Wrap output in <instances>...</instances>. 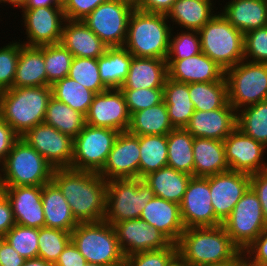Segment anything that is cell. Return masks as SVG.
Wrapping results in <instances>:
<instances>
[{
  "instance_id": "6da1fadb",
  "label": "cell",
  "mask_w": 267,
  "mask_h": 266,
  "mask_svg": "<svg viewBox=\"0 0 267 266\" xmlns=\"http://www.w3.org/2000/svg\"><path fill=\"white\" fill-rule=\"evenodd\" d=\"M52 181L61 190L78 223L99 222L104 219L107 181L99 173L56 168Z\"/></svg>"
},
{
  "instance_id": "7a4b0ae2",
  "label": "cell",
  "mask_w": 267,
  "mask_h": 266,
  "mask_svg": "<svg viewBox=\"0 0 267 266\" xmlns=\"http://www.w3.org/2000/svg\"><path fill=\"white\" fill-rule=\"evenodd\" d=\"M177 247L178 255L191 266L244 264L242 251L233 243L223 225L187 228Z\"/></svg>"
},
{
  "instance_id": "3957f363",
  "label": "cell",
  "mask_w": 267,
  "mask_h": 266,
  "mask_svg": "<svg viewBox=\"0 0 267 266\" xmlns=\"http://www.w3.org/2000/svg\"><path fill=\"white\" fill-rule=\"evenodd\" d=\"M51 86L12 87L0 91V117L21 137L44 123Z\"/></svg>"
},
{
  "instance_id": "277c9868",
  "label": "cell",
  "mask_w": 267,
  "mask_h": 266,
  "mask_svg": "<svg viewBox=\"0 0 267 266\" xmlns=\"http://www.w3.org/2000/svg\"><path fill=\"white\" fill-rule=\"evenodd\" d=\"M169 23V24H168ZM172 26L166 14L134 9L124 47L134 57L167 59Z\"/></svg>"
},
{
  "instance_id": "5b68a950",
  "label": "cell",
  "mask_w": 267,
  "mask_h": 266,
  "mask_svg": "<svg viewBox=\"0 0 267 266\" xmlns=\"http://www.w3.org/2000/svg\"><path fill=\"white\" fill-rule=\"evenodd\" d=\"M54 167L23 138L0 166V187L42 186L52 181Z\"/></svg>"
},
{
  "instance_id": "8992f818",
  "label": "cell",
  "mask_w": 267,
  "mask_h": 266,
  "mask_svg": "<svg viewBox=\"0 0 267 266\" xmlns=\"http://www.w3.org/2000/svg\"><path fill=\"white\" fill-rule=\"evenodd\" d=\"M201 51L226 71L244 60V34L219 11L199 31Z\"/></svg>"
},
{
  "instance_id": "52a82bcc",
  "label": "cell",
  "mask_w": 267,
  "mask_h": 266,
  "mask_svg": "<svg viewBox=\"0 0 267 266\" xmlns=\"http://www.w3.org/2000/svg\"><path fill=\"white\" fill-rule=\"evenodd\" d=\"M71 241L87 262L124 266L116 232L107 221L79 223L71 232Z\"/></svg>"
},
{
  "instance_id": "ba28073f",
  "label": "cell",
  "mask_w": 267,
  "mask_h": 266,
  "mask_svg": "<svg viewBox=\"0 0 267 266\" xmlns=\"http://www.w3.org/2000/svg\"><path fill=\"white\" fill-rule=\"evenodd\" d=\"M154 197L152 189L143 179L126 178L107 181L106 214L110 225L123 220L140 218L142 210Z\"/></svg>"
},
{
  "instance_id": "9c48e42d",
  "label": "cell",
  "mask_w": 267,
  "mask_h": 266,
  "mask_svg": "<svg viewBox=\"0 0 267 266\" xmlns=\"http://www.w3.org/2000/svg\"><path fill=\"white\" fill-rule=\"evenodd\" d=\"M228 102L236 111L267 100V63L242 60L225 71Z\"/></svg>"
},
{
  "instance_id": "30bf717a",
  "label": "cell",
  "mask_w": 267,
  "mask_h": 266,
  "mask_svg": "<svg viewBox=\"0 0 267 266\" xmlns=\"http://www.w3.org/2000/svg\"><path fill=\"white\" fill-rule=\"evenodd\" d=\"M119 132L85 124L74 138L71 169L99 173L106 164Z\"/></svg>"
},
{
  "instance_id": "8fae6325",
  "label": "cell",
  "mask_w": 267,
  "mask_h": 266,
  "mask_svg": "<svg viewBox=\"0 0 267 266\" xmlns=\"http://www.w3.org/2000/svg\"><path fill=\"white\" fill-rule=\"evenodd\" d=\"M134 9L133 0H108L96 7L83 21L108 47H122L127 38L129 17Z\"/></svg>"
},
{
  "instance_id": "7c38bea8",
  "label": "cell",
  "mask_w": 267,
  "mask_h": 266,
  "mask_svg": "<svg viewBox=\"0 0 267 266\" xmlns=\"http://www.w3.org/2000/svg\"><path fill=\"white\" fill-rule=\"evenodd\" d=\"M222 225L242 252L261 234L267 224L259 198L251 187Z\"/></svg>"
},
{
  "instance_id": "4fadbf2b",
  "label": "cell",
  "mask_w": 267,
  "mask_h": 266,
  "mask_svg": "<svg viewBox=\"0 0 267 266\" xmlns=\"http://www.w3.org/2000/svg\"><path fill=\"white\" fill-rule=\"evenodd\" d=\"M26 40L20 42L27 46H44L60 43L63 25L66 21L63 6L21 9ZM24 23V24H23Z\"/></svg>"
},
{
  "instance_id": "5bb4252c",
  "label": "cell",
  "mask_w": 267,
  "mask_h": 266,
  "mask_svg": "<svg viewBox=\"0 0 267 266\" xmlns=\"http://www.w3.org/2000/svg\"><path fill=\"white\" fill-rule=\"evenodd\" d=\"M180 206L185 229L215 227L222 223L215 217L210 195V176L191 177Z\"/></svg>"
},
{
  "instance_id": "9a60e30c",
  "label": "cell",
  "mask_w": 267,
  "mask_h": 266,
  "mask_svg": "<svg viewBox=\"0 0 267 266\" xmlns=\"http://www.w3.org/2000/svg\"><path fill=\"white\" fill-rule=\"evenodd\" d=\"M231 171L249 175L267 170V147L245 135L237 127L223 140Z\"/></svg>"
},
{
  "instance_id": "2e32d148",
  "label": "cell",
  "mask_w": 267,
  "mask_h": 266,
  "mask_svg": "<svg viewBox=\"0 0 267 266\" xmlns=\"http://www.w3.org/2000/svg\"><path fill=\"white\" fill-rule=\"evenodd\" d=\"M53 167L70 168L74 139L45 123L37 124L21 136Z\"/></svg>"
},
{
  "instance_id": "e0dca14e",
  "label": "cell",
  "mask_w": 267,
  "mask_h": 266,
  "mask_svg": "<svg viewBox=\"0 0 267 266\" xmlns=\"http://www.w3.org/2000/svg\"><path fill=\"white\" fill-rule=\"evenodd\" d=\"M85 123L93 127L128 131L130 114L120 88H108L95 94L85 115Z\"/></svg>"
},
{
  "instance_id": "ac0fdd59",
  "label": "cell",
  "mask_w": 267,
  "mask_h": 266,
  "mask_svg": "<svg viewBox=\"0 0 267 266\" xmlns=\"http://www.w3.org/2000/svg\"><path fill=\"white\" fill-rule=\"evenodd\" d=\"M116 237L125 257L150 250L169 247L172 242L155 227L141 219L123 220L113 224Z\"/></svg>"
},
{
  "instance_id": "d6986e66",
  "label": "cell",
  "mask_w": 267,
  "mask_h": 266,
  "mask_svg": "<svg viewBox=\"0 0 267 266\" xmlns=\"http://www.w3.org/2000/svg\"><path fill=\"white\" fill-rule=\"evenodd\" d=\"M250 187V175L226 171L210 175V195L215 217L223 223Z\"/></svg>"
},
{
  "instance_id": "ffe728a7",
  "label": "cell",
  "mask_w": 267,
  "mask_h": 266,
  "mask_svg": "<svg viewBox=\"0 0 267 266\" xmlns=\"http://www.w3.org/2000/svg\"><path fill=\"white\" fill-rule=\"evenodd\" d=\"M139 136L128 131L119 132L99 175L106 181L112 179L139 178Z\"/></svg>"
},
{
  "instance_id": "44dd1931",
  "label": "cell",
  "mask_w": 267,
  "mask_h": 266,
  "mask_svg": "<svg viewBox=\"0 0 267 266\" xmlns=\"http://www.w3.org/2000/svg\"><path fill=\"white\" fill-rule=\"evenodd\" d=\"M12 206L16 224L40 229L45 216L42 205V186L0 187Z\"/></svg>"
},
{
  "instance_id": "7402d4cb",
  "label": "cell",
  "mask_w": 267,
  "mask_h": 266,
  "mask_svg": "<svg viewBox=\"0 0 267 266\" xmlns=\"http://www.w3.org/2000/svg\"><path fill=\"white\" fill-rule=\"evenodd\" d=\"M237 111L228 102L211 111L195 110L185 129L193 137L223 141L237 127Z\"/></svg>"
},
{
  "instance_id": "603a6c76",
  "label": "cell",
  "mask_w": 267,
  "mask_h": 266,
  "mask_svg": "<svg viewBox=\"0 0 267 266\" xmlns=\"http://www.w3.org/2000/svg\"><path fill=\"white\" fill-rule=\"evenodd\" d=\"M168 78L181 83L214 82L225 79V71L204 53L183 60H166Z\"/></svg>"
},
{
  "instance_id": "cb8c5ba5",
  "label": "cell",
  "mask_w": 267,
  "mask_h": 266,
  "mask_svg": "<svg viewBox=\"0 0 267 266\" xmlns=\"http://www.w3.org/2000/svg\"><path fill=\"white\" fill-rule=\"evenodd\" d=\"M140 218L155 227L172 243L177 244L185 230L178 203L153 197L142 210Z\"/></svg>"
},
{
  "instance_id": "d4e9b609",
  "label": "cell",
  "mask_w": 267,
  "mask_h": 266,
  "mask_svg": "<svg viewBox=\"0 0 267 266\" xmlns=\"http://www.w3.org/2000/svg\"><path fill=\"white\" fill-rule=\"evenodd\" d=\"M60 43L72 53L73 57L97 59L104 55L108 48L83 20H66Z\"/></svg>"
},
{
  "instance_id": "484cf974",
  "label": "cell",
  "mask_w": 267,
  "mask_h": 266,
  "mask_svg": "<svg viewBox=\"0 0 267 266\" xmlns=\"http://www.w3.org/2000/svg\"><path fill=\"white\" fill-rule=\"evenodd\" d=\"M216 2L217 0H176L166 17L173 29L178 26L181 30L199 31L217 14Z\"/></svg>"
},
{
  "instance_id": "4316f807",
  "label": "cell",
  "mask_w": 267,
  "mask_h": 266,
  "mask_svg": "<svg viewBox=\"0 0 267 266\" xmlns=\"http://www.w3.org/2000/svg\"><path fill=\"white\" fill-rule=\"evenodd\" d=\"M220 13L243 34L267 26V0H227Z\"/></svg>"
},
{
  "instance_id": "83f0119b",
  "label": "cell",
  "mask_w": 267,
  "mask_h": 266,
  "mask_svg": "<svg viewBox=\"0 0 267 266\" xmlns=\"http://www.w3.org/2000/svg\"><path fill=\"white\" fill-rule=\"evenodd\" d=\"M167 77L165 59L133 57L120 89L163 88Z\"/></svg>"
},
{
  "instance_id": "f1b7e54d",
  "label": "cell",
  "mask_w": 267,
  "mask_h": 266,
  "mask_svg": "<svg viewBox=\"0 0 267 266\" xmlns=\"http://www.w3.org/2000/svg\"><path fill=\"white\" fill-rule=\"evenodd\" d=\"M194 177H207L229 171L221 140L194 137Z\"/></svg>"
},
{
  "instance_id": "f546056e",
  "label": "cell",
  "mask_w": 267,
  "mask_h": 266,
  "mask_svg": "<svg viewBox=\"0 0 267 266\" xmlns=\"http://www.w3.org/2000/svg\"><path fill=\"white\" fill-rule=\"evenodd\" d=\"M42 205L44 227L72 232L79 224L61 190L53 181L42 185Z\"/></svg>"
},
{
  "instance_id": "4dcf8cb0",
  "label": "cell",
  "mask_w": 267,
  "mask_h": 266,
  "mask_svg": "<svg viewBox=\"0 0 267 266\" xmlns=\"http://www.w3.org/2000/svg\"><path fill=\"white\" fill-rule=\"evenodd\" d=\"M46 85L44 46H27L21 43L13 87Z\"/></svg>"
},
{
  "instance_id": "1f68e13d",
  "label": "cell",
  "mask_w": 267,
  "mask_h": 266,
  "mask_svg": "<svg viewBox=\"0 0 267 266\" xmlns=\"http://www.w3.org/2000/svg\"><path fill=\"white\" fill-rule=\"evenodd\" d=\"M191 175L166 166L143 178L154 196L180 204Z\"/></svg>"
},
{
  "instance_id": "d6a6232c",
  "label": "cell",
  "mask_w": 267,
  "mask_h": 266,
  "mask_svg": "<svg viewBox=\"0 0 267 266\" xmlns=\"http://www.w3.org/2000/svg\"><path fill=\"white\" fill-rule=\"evenodd\" d=\"M163 100L174 128H185L195 111L189 96V84L166 78L163 87Z\"/></svg>"
},
{
  "instance_id": "836d02e7",
  "label": "cell",
  "mask_w": 267,
  "mask_h": 266,
  "mask_svg": "<svg viewBox=\"0 0 267 266\" xmlns=\"http://www.w3.org/2000/svg\"><path fill=\"white\" fill-rule=\"evenodd\" d=\"M173 129L163 100L155 106L133 113L130 116L128 132L136 136L167 135Z\"/></svg>"
},
{
  "instance_id": "e575fe53",
  "label": "cell",
  "mask_w": 267,
  "mask_h": 266,
  "mask_svg": "<svg viewBox=\"0 0 267 266\" xmlns=\"http://www.w3.org/2000/svg\"><path fill=\"white\" fill-rule=\"evenodd\" d=\"M134 56L124 47H108L97 58L100 80L107 88H120L125 81Z\"/></svg>"
},
{
  "instance_id": "d590c367",
  "label": "cell",
  "mask_w": 267,
  "mask_h": 266,
  "mask_svg": "<svg viewBox=\"0 0 267 266\" xmlns=\"http://www.w3.org/2000/svg\"><path fill=\"white\" fill-rule=\"evenodd\" d=\"M194 137L185 128H174L167 134V166L194 177Z\"/></svg>"
},
{
  "instance_id": "8d00e7d4",
  "label": "cell",
  "mask_w": 267,
  "mask_h": 266,
  "mask_svg": "<svg viewBox=\"0 0 267 266\" xmlns=\"http://www.w3.org/2000/svg\"><path fill=\"white\" fill-rule=\"evenodd\" d=\"M139 147V179L167 166V135L139 136Z\"/></svg>"
},
{
  "instance_id": "74e56055",
  "label": "cell",
  "mask_w": 267,
  "mask_h": 266,
  "mask_svg": "<svg viewBox=\"0 0 267 266\" xmlns=\"http://www.w3.org/2000/svg\"><path fill=\"white\" fill-rule=\"evenodd\" d=\"M189 96L195 110L211 111L222 108L228 103L227 80L225 78L214 82L190 83Z\"/></svg>"
},
{
  "instance_id": "f35d334b",
  "label": "cell",
  "mask_w": 267,
  "mask_h": 266,
  "mask_svg": "<svg viewBox=\"0 0 267 266\" xmlns=\"http://www.w3.org/2000/svg\"><path fill=\"white\" fill-rule=\"evenodd\" d=\"M44 123L73 139L85 126V116L53 96L48 102Z\"/></svg>"
},
{
  "instance_id": "ab89813d",
  "label": "cell",
  "mask_w": 267,
  "mask_h": 266,
  "mask_svg": "<svg viewBox=\"0 0 267 266\" xmlns=\"http://www.w3.org/2000/svg\"><path fill=\"white\" fill-rule=\"evenodd\" d=\"M52 96L84 116L87 114L95 93L74 79L66 76L52 86Z\"/></svg>"
},
{
  "instance_id": "60d3db41",
  "label": "cell",
  "mask_w": 267,
  "mask_h": 266,
  "mask_svg": "<svg viewBox=\"0 0 267 266\" xmlns=\"http://www.w3.org/2000/svg\"><path fill=\"white\" fill-rule=\"evenodd\" d=\"M237 128L267 147V100L237 111Z\"/></svg>"
},
{
  "instance_id": "b9f144b4",
  "label": "cell",
  "mask_w": 267,
  "mask_h": 266,
  "mask_svg": "<svg viewBox=\"0 0 267 266\" xmlns=\"http://www.w3.org/2000/svg\"><path fill=\"white\" fill-rule=\"evenodd\" d=\"M72 59V53L61 43L44 45L47 86L68 76Z\"/></svg>"
},
{
  "instance_id": "7bdbcfd3",
  "label": "cell",
  "mask_w": 267,
  "mask_h": 266,
  "mask_svg": "<svg viewBox=\"0 0 267 266\" xmlns=\"http://www.w3.org/2000/svg\"><path fill=\"white\" fill-rule=\"evenodd\" d=\"M70 241L71 232L41 227L38 229V257L55 264Z\"/></svg>"
},
{
  "instance_id": "ee69618b",
  "label": "cell",
  "mask_w": 267,
  "mask_h": 266,
  "mask_svg": "<svg viewBox=\"0 0 267 266\" xmlns=\"http://www.w3.org/2000/svg\"><path fill=\"white\" fill-rule=\"evenodd\" d=\"M68 77L93 91L101 93L108 88L100 80L97 59L85 57H73Z\"/></svg>"
},
{
  "instance_id": "f6af8a7d",
  "label": "cell",
  "mask_w": 267,
  "mask_h": 266,
  "mask_svg": "<svg viewBox=\"0 0 267 266\" xmlns=\"http://www.w3.org/2000/svg\"><path fill=\"white\" fill-rule=\"evenodd\" d=\"M174 30L176 29L172 28L166 60H183L202 52L198 31L181 30L179 28L176 33V31L173 32Z\"/></svg>"
},
{
  "instance_id": "bcb514c9",
  "label": "cell",
  "mask_w": 267,
  "mask_h": 266,
  "mask_svg": "<svg viewBox=\"0 0 267 266\" xmlns=\"http://www.w3.org/2000/svg\"><path fill=\"white\" fill-rule=\"evenodd\" d=\"M7 241L25 259L38 257V228L15 224L5 235Z\"/></svg>"
},
{
  "instance_id": "7dc6e473",
  "label": "cell",
  "mask_w": 267,
  "mask_h": 266,
  "mask_svg": "<svg viewBox=\"0 0 267 266\" xmlns=\"http://www.w3.org/2000/svg\"><path fill=\"white\" fill-rule=\"evenodd\" d=\"M21 48L20 39L0 46V91L13 87L17 62Z\"/></svg>"
},
{
  "instance_id": "c3c4849f",
  "label": "cell",
  "mask_w": 267,
  "mask_h": 266,
  "mask_svg": "<svg viewBox=\"0 0 267 266\" xmlns=\"http://www.w3.org/2000/svg\"><path fill=\"white\" fill-rule=\"evenodd\" d=\"M130 116L163 101V88L121 89Z\"/></svg>"
},
{
  "instance_id": "681fc988",
  "label": "cell",
  "mask_w": 267,
  "mask_h": 266,
  "mask_svg": "<svg viewBox=\"0 0 267 266\" xmlns=\"http://www.w3.org/2000/svg\"><path fill=\"white\" fill-rule=\"evenodd\" d=\"M178 254L177 244L169 247L139 252L125 257L124 266H167Z\"/></svg>"
},
{
  "instance_id": "f907efd6",
  "label": "cell",
  "mask_w": 267,
  "mask_h": 266,
  "mask_svg": "<svg viewBox=\"0 0 267 266\" xmlns=\"http://www.w3.org/2000/svg\"><path fill=\"white\" fill-rule=\"evenodd\" d=\"M244 60L267 63V26L244 34Z\"/></svg>"
},
{
  "instance_id": "816d5d0a",
  "label": "cell",
  "mask_w": 267,
  "mask_h": 266,
  "mask_svg": "<svg viewBox=\"0 0 267 266\" xmlns=\"http://www.w3.org/2000/svg\"><path fill=\"white\" fill-rule=\"evenodd\" d=\"M242 258L246 266H267V225L242 252Z\"/></svg>"
},
{
  "instance_id": "f5cc1de1",
  "label": "cell",
  "mask_w": 267,
  "mask_h": 266,
  "mask_svg": "<svg viewBox=\"0 0 267 266\" xmlns=\"http://www.w3.org/2000/svg\"><path fill=\"white\" fill-rule=\"evenodd\" d=\"M108 0H67L63 5L66 20H83L96 7Z\"/></svg>"
},
{
  "instance_id": "db71d44e",
  "label": "cell",
  "mask_w": 267,
  "mask_h": 266,
  "mask_svg": "<svg viewBox=\"0 0 267 266\" xmlns=\"http://www.w3.org/2000/svg\"><path fill=\"white\" fill-rule=\"evenodd\" d=\"M20 136L0 117V166Z\"/></svg>"
},
{
  "instance_id": "11a10c76",
  "label": "cell",
  "mask_w": 267,
  "mask_h": 266,
  "mask_svg": "<svg viewBox=\"0 0 267 266\" xmlns=\"http://www.w3.org/2000/svg\"><path fill=\"white\" fill-rule=\"evenodd\" d=\"M250 187L259 198L267 224V170L250 175Z\"/></svg>"
},
{
  "instance_id": "9f6ffc18",
  "label": "cell",
  "mask_w": 267,
  "mask_h": 266,
  "mask_svg": "<svg viewBox=\"0 0 267 266\" xmlns=\"http://www.w3.org/2000/svg\"><path fill=\"white\" fill-rule=\"evenodd\" d=\"M15 224L10 201L0 189V234L4 236Z\"/></svg>"
},
{
  "instance_id": "6f0895ef",
  "label": "cell",
  "mask_w": 267,
  "mask_h": 266,
  "mask_svg": "<svg viewBox=\"0 0 267 266\" xmlns=\"http://www.w3.org/2000/svg\"><path fill=\"white\" fill-rule=\"evenodd\" d=\"M86 262L84 256L79 252L73 242L70 241L55 264L57 266H83Z\"/></svg>"
},
{
  "instance_id": "680465c9",
  "label": "cell",
  "mask_w": 267,
  "mask_h": 266,
  "mask_svg": "<svg viewBox=\"0 0 267 266\" xmlns=\"http://www.w3.org/2000/svg\"><path fill=\"white\" fill-rule=\"evenodd\" d=\"M176 0H133L136 9L149 12L167 14Z\"/></svg>"
},
{
  "instance_id": "91938a15",
  "label": "cell",
  "mask_w": 267,
  "mask_h": 266,
  "mask_svg": "<svg viewBox=\"0 0 267 266\" xmlns=\"http://www.w3.org/2000/svg\"><path fill=\"white\" fill-rule=\"evenodd\" d=\"M26 259L5 240L0 245V266H23Z\"/></svg>"
},
{
  "instance_id": "94428289",
  "label": "cell",
  "mask_w": 267,
  "mask_h": 266,
  "mask_svg": "<svg viewBox=\"0 0 267 266\" xmlns=\"http://www.w3.org/2000/svg\"><path fill=\"white\" fill-rule=\"evenodd\" d=\"M62 6L57 0H27L21 9H35L39 7Z\"/></svg>"
},
{
  "instance_id": "6125c7cd",
  "label": "cell",
  "mask_w": 267,
  "mask_h": 266,
  "mask_svg": "<svg viewBox=\"0 0 267 266\" xmlns=\"http://www.w3.org/2000/svg\"><path fill=\"white\" fill-rule=\"evenodd\" d=\"M51 263L45 261L40 257L26 259L23 266H50Z\"/></svg>"
},
{
  "instance_id": "be15d7a7",
  "label": "cell",
  "mask_w": 267,
  "mask_h": 266,
  "mask_svg": "<svg viewBox=\"0 0 267 266\" xmlns=\"http://www.w3.org/2000/svg\"><path fill=\"white\" fill-rule=\"evenodd\" d=\"M26 2H27V0H0V5H2V6H3V4H4V6H6V5L9 6L10 5V7L12 6L11 8L14 7L16 9L17 8L21 9V8H23L25 6Z\"/></svg>"
},
{
  "instance_id": "e7e4bbea",
  "label": "cell",
  "mask_w": 267,
  "mask_h": 266,
  "mask_svg": "<svg viewBox=\"0 0 267 266\" xmlns=\"http://www.w3.org/2000/svg\"><path fill=\"white\" fill-rule=\"evenodd\" d=\"M167 266H191L186 263L178 254L170 261Z\"/></svg>"
},
{
  "instance_id": "03108f58",
  "label": "cell",
  "mask_w": 267,
  "mask_h": 266,
  "mask_svg": "<svg viewBox=\"0 0 267 266\" xmlns=\"http://www.w3.org/2000/svg\"><path fill=\"white\" fill-rule=\"evenodd\" d=\"M83 266H105V265L97 264V263L86 262Z\"/></svg>"
},
{
  "instance_id": "003e7915",
  "label": "cell",
  "mask_w": 267,
  "mask_h": 266,
  "mask_svg": "<svg viewBox=\"0 0 267 266\" xmlns=\"http://www.w3.org/2000/svg\"><path fill=\"white\" fill-rule=\"evenodd\" d=\"M243 264H230V265H218V266H242Z\"/></svg>"
},
{
  "instance_id": "a7ac6f4b",
  "label": "cell",
  "mask_w": 267,
  "mask_h": 266,
  "mask_svg": "<svg viewBox=\"0 0 267 266\" xmlns=\"http://www.w3.org/2000/svg\"><path fill=\"white\" fill-rule=\"evenodd\" d=\"M57 1L59 2L60 5L63 6L67 0H57Z\"/></svg>"
},
{
  "instance_id": "89a4df30",
  "label": "cell",
  "mask_w": 267,
  "mask_h": 266,
  "mask_svg": "<svg viewBox=\"0 0 267 266\" xmlns=\"http://www.w3.org/2000/svg\"><path fill=\"white\" fill-rule=\"evenodd\" d=\"M3 240H4V236L0 234V245H1Z\"/></svg>"
}]
</instances>
